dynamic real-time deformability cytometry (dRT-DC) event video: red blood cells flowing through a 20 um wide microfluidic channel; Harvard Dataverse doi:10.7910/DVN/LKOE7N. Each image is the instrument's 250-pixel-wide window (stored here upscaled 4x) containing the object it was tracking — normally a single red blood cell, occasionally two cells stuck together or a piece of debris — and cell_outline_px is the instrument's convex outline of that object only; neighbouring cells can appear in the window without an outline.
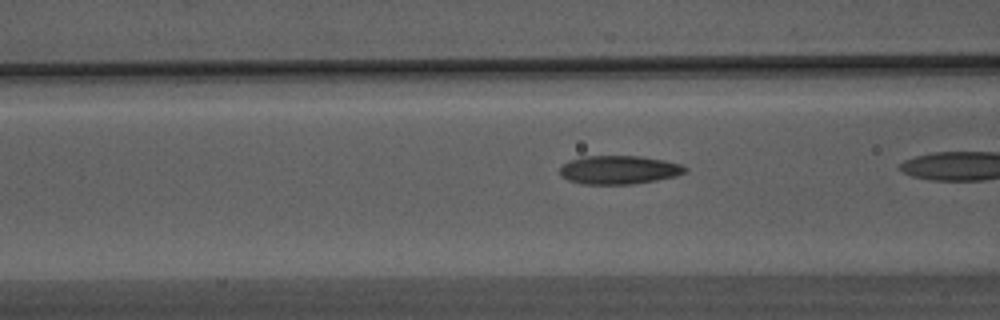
{"species": "Egyptian fruit bat (a non-hibernating species)", "species_latin": "Rousettus aegyptiacus", "temperature_condition": "warm", "stored_images_in_passage": 12, "camera_frame_rate_fps": 3000, "um_per_image_px": 0.085, "animal": {"sex": "male"}, "frame": {"image": 1, "passage_image": 9, "time_ms": 2.667, "image_size_px": [1000, 320], "cell_outline_px": [[688, 172], [676, 176], [656, 180], [632, 184], [580, 184], [568, 180], [560, 176], [560, 168], [568, 160], [580, 156], [640, 156], [664, 160], [680, 164], [688, 168]], "centroid_in_image_um": [52.6, 14.43], "position_along_channel_um": 114.0, "area_um2": 21.04}}